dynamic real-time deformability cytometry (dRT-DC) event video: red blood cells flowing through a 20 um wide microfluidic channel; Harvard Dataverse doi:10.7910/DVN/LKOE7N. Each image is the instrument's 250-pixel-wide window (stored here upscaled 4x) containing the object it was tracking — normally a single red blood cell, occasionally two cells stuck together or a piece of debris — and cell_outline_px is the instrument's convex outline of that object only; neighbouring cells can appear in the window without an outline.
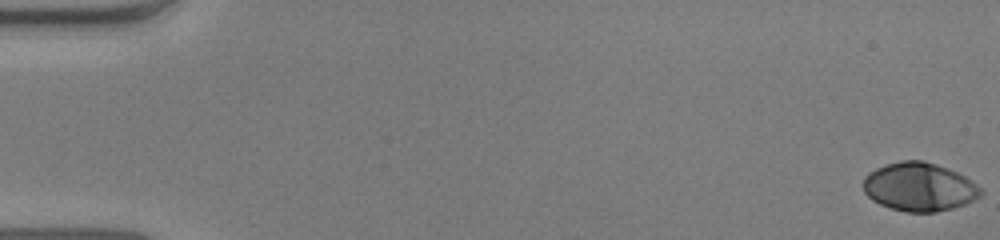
{"species": "human", "species_latin": "Homo sapiens", "temperature_condition": "warm", "stored_images_in_passage": 54, "camera_frame_rate_fps": 3000, "um_per_image_px": 0.085, "donor": {"sex": "male"}, "frame": {"image": 1, "passage_image": 1, "time_ms": 0.0, "image_size_px": [1000, 240], "cell_outline_px": [[984, 192], [980, 196], [964, 204], [952, 208], [936, 212], [904, 212], [880, 204], [872, 200], [864, 192], [864, 176], [868, 172], [876, 168], [900, 160], [924, 160], [936, 164], [956, 172], [964, 176], [976, 184]], "centroid_in_image_um": [78.12, 15.88], "position_along_channel_um": 6.9, "area_um2": 33.06}}
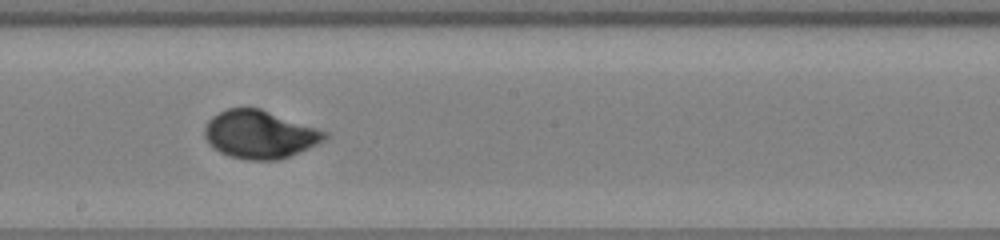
{"frame": {"image": 2, "passage_image": 31, "time_ms": 10.0, "image_size_px": [1000, 240], "cell_outline_px": [[332, 136], [308, 148], [288, 156], [276, 160], [248, 160], [228, 156], [220, 152], [204, 136], [204, 128], [208, 120], [212, 116], [228, 108], [260, 108], [328, 132]], "centroid_in_image_um": [22.08, 11.42], "position_along_channel_um": 226.1, "area_um2": 33.29}}
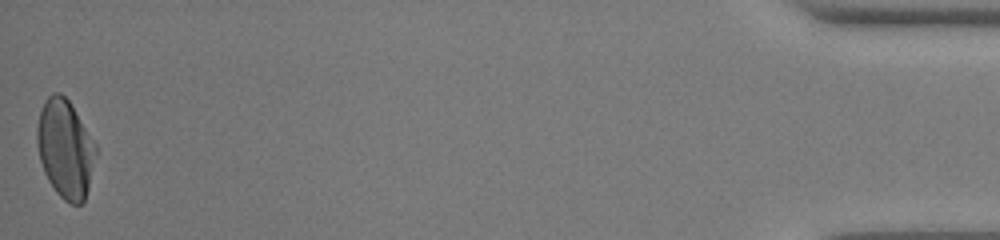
{"frame": {"image": 3, "passage_image": 54, "time_ms": 17.667, "image_size_px": [1000, 240], "cell_outline_px": [[96, 152], [88, 188], [84, 200], [80, 204], [72, 204], [64, 200], [56, 192], [48, 180], [44, 172], [40, 160], [36, 140], [36, 128], [40, 112], [44, 100], [52, 92], [60, 92], [68, 100], [96, 144]], "centroid_in_image_um": [5.52, 12.63], "position_along_channel_um": 429.7, "area_um2": 33.41}, "authors_computed_cell_mechanics": {"area_um2": 32.8593, "velocity_mm_per_s": 3.8947, "shape_relaxation_time_tau1_ms": 3.4121, "shape_relaxation_time_tau2_ms": null, "deformation_change_tau1": 0.1995, "deformation_change_tau2": null}}